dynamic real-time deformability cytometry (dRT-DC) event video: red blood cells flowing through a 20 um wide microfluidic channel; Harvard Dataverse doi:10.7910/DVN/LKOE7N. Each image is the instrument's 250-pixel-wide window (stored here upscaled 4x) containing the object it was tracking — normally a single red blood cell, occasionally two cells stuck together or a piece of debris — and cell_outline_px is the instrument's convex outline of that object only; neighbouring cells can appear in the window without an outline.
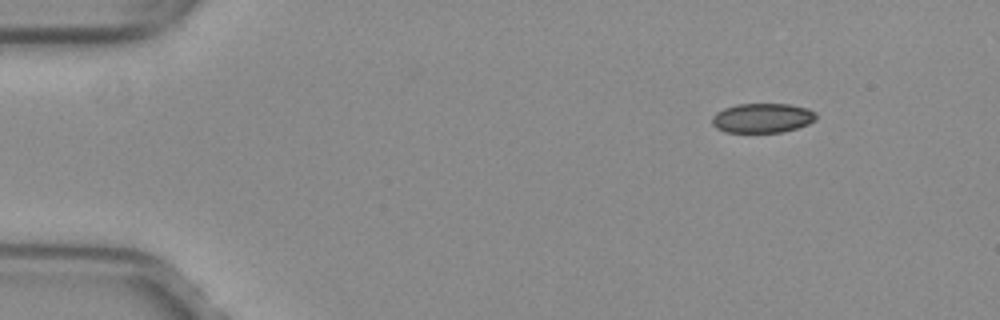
{"species": "common noctule bat (a hibernating species)", "species_latin": "Nyctalus noctula", "temperature_condition": "warm", "stored_images_in_passage": 38, "camera_frame_rate_fps": 3000, "um_per_image_px": 0.085, "animal": {"sex": "female", "body_mass_g": 29.2, "forearm_length_mm": 56.3}, "frame": {"image": 1, "passage_image": 1, "time_ms": 0.0, "image_size_px": [1000, 320], "cell_outline_px": [[816, 120], [808, 124], [796, 128], [780, 132], [724, 132], [716, 128], [712, 124], [712, 116], [716, 112], [724, 108], [736, 104], [788, 104], [808, 108], [816, 112]], "centroid_in_image_um": [64.79, 10.02], "position_along_channel_um": 20.2, "area_um2": 17.98}}
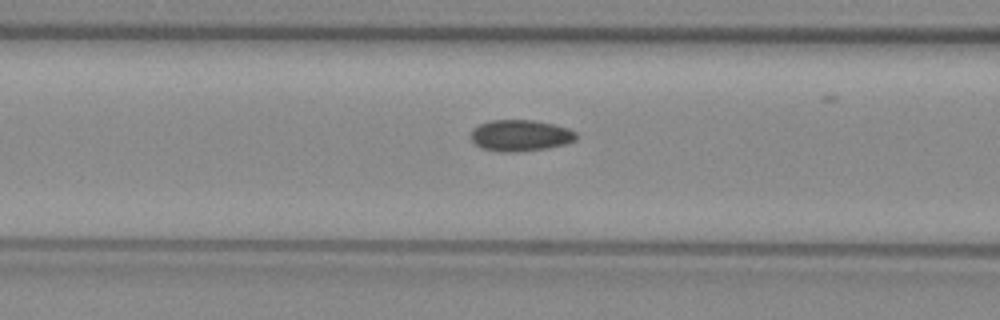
{"frame": {"image": 2, "passage_image": 16, "time_ms": 5.0, "image_size_px": [1000, 320], "cell_outline_px": [[576, 140], [564, 144], [544, 148], [516, 152], [496, 152], [484, 148], [476, 144], [472, 140], [472, 128], [488, 120], [532, 120], [552, 124], [568, 128], [576, 132]], "centroid_in_image_um": [44.21, 11.51], "position_along_channel_um": 122.4, "area_um2": 19.07}}
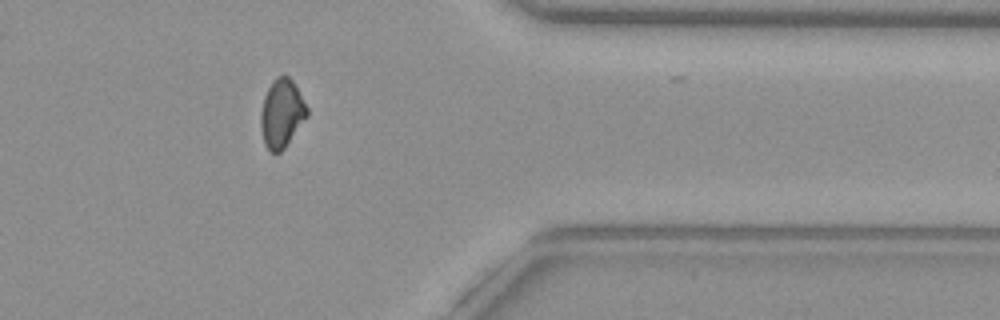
{"frame": {"image": 3, "passage_image": 37, "time_ms": 12.0, "image_size_px": [1000, 320], "cell_outline_px": [[308, 116], [284, 148], [280, 152], [268, 152], [264, 144], [260, 128], [260, 112], [264, 96], [272, 80], [276, 76], [288, 76], [292, 80], [308, 108]], "centroid_in_image_um": [23.92, 9.65], "position_along_channel_um": 387.5, "area_um2": 18.55}, "authors_computed_cell_mechanics": {"area_um2": 18.9584, "velocity_mm_per_s": 4.0136, "shape_relaxation_time_tau1_ms": null, "shape_relaxation_time_tau2_ms": 1.257, "deformation_change_tau1": null, "deformation_change_tau2": 0.0587}}